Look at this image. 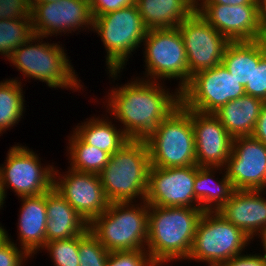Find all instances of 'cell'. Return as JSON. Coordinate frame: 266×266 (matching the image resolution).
<instances>
[{
    "label": "cell",
    "instance_id": "f546056e",
    "mask_svg": "<svg viewBox=\"0 0 266 266\" xmlns=\"http://www.w3.org/2000/svg\"><path fill=\"white\" fill-rule=\"evenodd\" d=\"M80 266H106L109 251L89 232L78 236Z\"/></svg>",
    "mask_w": 266,
    "mask_h": 266
},
{
    "label": "cell",
    "instance_id": "3957f363",
    "mask_svg": "<svg viewBox=\"0 0 266 266\" xmlns=\"http://www.w3.org/2000/svg\"><path fill=\"white\" fill-rule=\"evenodd\" d=\"M150 166L146 141L127 140L98 174L107 200L110 203L137 202L138 198L144 201Z\"/></svg>",
    "mask_w": 266,
    "mask_h": 266
},
{
    "label": "cell",
    "instance_id": "60d3db41",
    "mask_svg": "<svg viewBox=\"0 0 266 266\" xmlns=\"http://www.w3.org/2000/svg\"><path fill=\"white\" fill-rule=\"evenodd\" d=\"M185 1L189 3L197 11L202 6L205 0H185Z\"/></svg>",
    "mask_w": 266,
    "mask_h": 266
},
{
    "label": "cell",
    "instance_id": "d590c367",
    "mask_svg": "<svg viewBox=\"0 0 266 266\" xmlns=\"http://www.w3.org/2000/svg\"><path fill=\"white\" fill-rule=\"evenodd\" d=\"M89 3L92 17L95 18L123 7L132 6L136 4V0H91Z\"/></svg>",
    "mask_w": 266,
    "mask_h": 266
},
{
    "label": "cell",
    "instance_id": "e575fe53",
    "mask_svg": "<svg viewBox=\"0 0 266 266\" xmlns=\"http://www.w3.org/2000/svg\"><path fill=\"white\" fill-rule=\"evenodd\" d=\"M245 93L266 102V55L254 66L250 84H246Z\"/></svg>",
    "mask_w": 266,
    "mask_h": 266
},
{
    "label": "cell",
    "instance_id": "4316f807",
    "mask_svg": "<svg viewBox=\"0 0 266 266\" xmlns=\"http://www.w3.org/2000/svg\"><path fill=\"white\" fill-rule=\"evenodd\" d=\"M69 168L86 173L99 174L108 164L110 155L93 145L86 144L74 131L68 136Z\"/></svg>",
    "mask_w": 266,
    "mask_h": 266
},
{
    "label": "cell",
    "instance_id": "7bdbcfd3",
    "mask_svg": "<svg viewBox=\"0 0 266 266\" xmlns=\"http://www.w3.org/2000/svg\"><path fill=\"white\" fill-rule=\"evenodd\" d=\"M1 225V224H0ZM8 233L7 231L3 228V226H0V245L4 243L7 240Z\"/></svg>",
    "mask_w": 266,
    "mask_h": 266
},
{
    "label": "cell",
    "instance_id": "8fae6325",
    "mask_svg": "<svg viewBox=\"0 0 266 266\" xmlns=\"http://www.w3.org/2000/svg\"><path fill=\"white\" fill-rule=\"evenodd\" d=\"M39 156L20 144L12 146L4 165H0V181L4 198L7 188L18 197L42 195L53 188L54 166H41Z\"/></svg>",
    "mask_w": 266,
    "mask_h": 266
},
{
    "label": "cell",
    "instance_id": "cb8c5ba5",
    "mask_svg": "<svg viewBox=\"0 0 266 266\" xmlns=\"http://www.w3.org/2000/svg\"><path fill=\"white\" fill-rule=\"evenodd\" d=\"M217 170L222 171L225 169L222 167H201L196 165L194 194L200 209L204 212H217L235 191L231 181L227 178L226 172L223 173L224 175H222L223 177L220 180L213 177Z\"/></svg>",
    "mask_w": 266,
    "mask_h": 266
},
{
    "label": "cell",
    "instance_id": "9c48e42d",
    "mask_svg": "<svg viewBox=\"0 0 266 266\" xmlns=\"http://www.w3.org/2000/svg\"><path fill=\"white\" fill-rule=\"evenodd\" d=\"M143 46L145 80L161 82L167 78L177 79L180 80V91L188 83V64L184 41L178 27L149 30Z\"/></svg>",
    "mask_w": 266,
    "mask_h": 266
},
{
    "label": "cell",
    "instance_id": "277c9868",
    "mask_svg": "<svg viewBox=\"0 0 266 266\" xmlns=\"http://www.w3.org/2000/svg\"><path fill=\"white\" fill-rule=\"evenodd\" d=\"M111 202L89 224V232L109 251L146 250L149 205ZM136 204V205H135Z\"/></svg>",
    "mask_w": 266,
    "mask_h": 266
},
{
    "label": "cell",
    "instance_id": "ffe728a7",
    "mask_svg": "<svg viewBox=\"0 0 266 266\" xmlns=\"http://www.w3.org/2000/svg\"><path fill=\"white\" fill-rule=\"evenodd\" d=\"M19 198L22 201L17 225L19 247L33 257L46 243V193Z\"/></svg>",
    "mask_w": 266,
    "mask_h": 266
},
{
    "label": "cell",
    "instance_id": "8992f818",
    "mask_svg": "<svg viewBox=\"0 0 266 266\" xmlns=\"http://www.w3.org/2000/svg\"><path fill=\"white\" fill-rule=\"evenodd\" d=\"M96 32L106 50V68L109 76L118 78L126 62L144 41L149 29L139 14L136 4L93 18Z\"/></svg>",
    "mask_w": 266,
    "mask_h": 266
},
{
    "label": "cell",
    "instance_id": "d4e9b609",
    "mask_svg": "<svg viewBox=\"0 0 266 266\" xmlns=\"http://www.w3.org/2000/svg\"><path fill=\"white\" fill-rule=\"evenodd\" d=\"M136 5L149 30L178 27L196 11L185 0H136Z\"/></svg>",
    "mask_w": 266,
    "mask_h": 266
},
{
    "label": "cell",
    "instance_id": "f6af8a7d",
    "mask_svg": "<svg viewBox=\"0 0 266 266\" xmlns=\"http://www.w3.org/2000/svg\"><path fill=\"white\" fill-rule=\"evenodd\" d=\"M60 0H34L32 3H46V2H57Z\"/></svg>",
    "mask_w": 266,
    "mask_h": 266
},
{
    "label": "cell",
    "instance_id": "2e32d148",
    "mask_svg": "<svg viewBox=\"0 0 266 266\" xmlns=\"http://www.w3.org/2000/svg\"><path fill=\"white\" fill-rule=\"evenodd\" d=\"M197 11L230 42L266 38L260 18V5L202 4Z\"/></svg>",
    "mask_w": 266,
    "mask_h": 266
},
{
    "label": "cell",
    "instance_id": "ba28073f",
    "mask_svg": "<svg viewBox=\"0 0 266 266\" xmlns=\"http://www.w3.org/2000/svg\"><path fill=\"white\" fill-rule=\"evenodd\" d=\"M251 239L218 212H203L187 260L218 266L243 254Z\"/></svg>",
    "mask_w": 266,
    "mask_h": 266
},
{
    "label": "cell",
    "instance_id": "74e56055",
    "mask_svg": "<svg viewBox=\"0 0 266 266\" xmlns=\"http://www.w3.org/2000/svg\"><path fill=\"white\" fill-rule=\"evenodd\" d=\"M252 136L266 145V102L262 107Z\"/></svg>",
    "mask_w": 266,
    "mask_h": 266
},
{
    "label": "cell",
    "instance_id": "44dd1931",
    "mask_svg": "<svg viewBox=\"0 0 266 266\" xmlns=\"http://www.w3.org/2000/svg\"><path fill=\"white\" fill-rule=\"evenodd\" d=\"M46 211V242L80 236L88 230V223L54 188L46 192Z\"/></svg>",
    "mask_w": 266,
    "mask_h": 266
},
{
    "label": "cell",
    "instance_id": "7a4b0ae2",
    "mask_svg": "<svg viewBox=\"0 0 266 266\" xmlns=\"http://www.w3.org/2000/svg\"><path fill=\"white\" fill-rule=\"evenodd\" d=\"M203 212L192 207L149 206L146 250L157 266L187 260Z\"/></svg>",
    "mask_w": 266,
    "mask_h": 266
},
{
    "label": "cell",
    "instance_id": "ac0fdd59",
    "mask_svg": "<svg viewBox=\"0 0 266 266\" xmlns=\"http://www.w3.org/2000/svg\"><path fill=\"white\" fill-rule=\"evenodd\" d=\"M191 122L197 165L224 168L232 151L233 137L213 113L191 110Z\"/></svg>",
    "mask_w": 266,
    "mask_h": 266
},
{
    "label": "cell",
    "instance_id": "5bb4252c",
    "mask_svg": "<svg viewBox=\"0 0 266 266\" xmlns=\"http://www.w3.org/2000/svg\"><path fill=\"white\" fill-rule=\"evenodd\" d=\"M32 28L34 35L48 38L60 33L87 28L92 31L93 17L88 0H60L32 3ZM85 26V27H84Z\"/></svg>",
    "mask_w": 266,
    "mask_h": 266
},
{
    "label": "cell",
    "instance_id": "4dcf8cb0",
    "mask_svg": "<svg viewBox=\"0 0 266 266\" xmlns=\"http://www.w3.org/2000/svg\"><path fill=\"white\" fill-rule=\"evenodd\" d=\"M42 249L47 250L54 266H80L78 236L46 242Z\"/></svg>",
    "mask_w": 266,
    "mask_h": 266
},
{
    "label": "cell",
    "instance_id": "5b68a950",
    "mask_svg": "<svg viewBox=\"0 0 266 266\" xmlns=\"http://www.w3.org/2000/svg\"><path fill=\"white\" fill-rule=\"evenodd\" d=\"M43 39V36L33 35L14 50L7 60L25 78L40 80L51 88H70L68 90L74 91L83 88L62 44L44 43Z\"/></svg>",
    "mask_w": 266,
    "mask_h": 266
},
{
    "label": "cell",
    "instance_id": "7402d4cb",
    "mask_svg": "<svg viewBox=\"0 0 266 266\" xmlns=\"http://www.w3.org/2000/svg\"><path fill=\"white\" fill-rule=\"evenodd\" d=\"M264 104V100L245 94L229 101L213 114L233 138L252 136Z\"/></svg>",
    "mask_w": 266,
    "mask_h": 266
},
{
    "label": "cell",
    "instance_id": "d6a6232c",
    "mask_svg": "<svg viewBox=\"0 0 266 266\" xmlns=\"http://www.w3.org/2000/svg\"><path fill=\"white\" fill-rule=\"evenodd\" d=\"M31 0H0V20L31 18Z\"/></svg>",
    "mask_w": 266,
    "mask_h": 266
},
{
    "label": "cell",
    "instance_id": "f1b7e54d",
    "mask_svg": "<svg viewBox=\"0 0 266 266\" xmlns=\"http://www.w3.org/2000/svg\"><path fill=\"white\" fill-rule=\"evenodd\" d=\"M33 35L31 18L0 20V55L8 58Z\"/></svg>",
    "mask_w": 266,
    "mask_h": 266
},
{
    "label": "cell",
    "instance_id": "e0dca14e",
    "mask_svg": "<svg viewBox=\"0 0 266 266\" xmlns=\"http://www.w3.org/2000/svg\"><path fill=\"white\" fill-rule=\"evenodd\" d=\"M224 169L235 190H260L266 178V145L253 136L233 138Z\"/></svg>",
    "mask_w": 266,
    "mask_h": 266
},
{
    "label": "cell",
    "instance_id": "4fadbf2b",
    "mask_svg": "<svg viewBox=\"0 0 266 266\" xmlns=\"http://www.w3.org/2000/svg\"><path fill=\"white\" fill-rule=\"evenodd\" d=\"M195 177L196 165L178 168L150 166L145 202L158 207L200 208L194 194Z\"/></svg>",
    "mask_w": 266,
    "mask_h": 266
},
{
    "label": "cell",
    "instance_id": "83f0119b",
    "mask_svg": "<svg viewBox=\"0 0 266 266\" xmlns=\"http://www.w3.org/2000/svg\"><path fill=\"white\" fill-rule=\"evenodd\" d=\"M21 81L15 79L0 82V134L6 129L15 126L21 120L24 113L25 96L23 95ZM3 131V132H2ZM5 131V132H4ZM0 135V136H1Z\"/></svg>",
    "mask_w": 266,
    "mask_h": 266
},
{
    "label": "cell",
    "instance_id": "ab89813d",
    "mask_svg": "<svg viewBox=\"0 0 266 266\" xmlns=\"http://www.w3.org/2000/svg\"><path fill=\"white\" fill-rule=\"evenodd\" d=\"M260 18H261L263 30L266 34V0L260 1Z\"/></svg>",
    "mask_w": 266,
    "mask_h": 266
},
{
    "label": "cell",
    "instance_id": "836d02e7",
    "mask_svg": "<svg viewBox=\"0 0 266 266\" xmlns=\"http://www.w3.org/2000/svg\"><path fill=\"white\" fill-rule=\"evenodd\" d=\"M17 244L7 236V240L0 245V266H22L28 258H32Z\"/></svg>",
    "mask_w": 266,
    "mask_h": 266
},
{
    "label": "cell",
    "instance_id": "30bf717a",
    "mask_svg": "<svg viewBox=\"0 0 266 266\" xmlns=\"http://www.w3.org/2000/svg\"><path fill=\"white\" fill-rule=\"evenodd\" d=\"M245 94V87L240 85L223 64H219L190 77L189 82L180 90V104L202 113H214L229 101Z\"/></svg>",
    "mask_w": 266,
    "mask_h": 266
},
{
    "label": "cell",
    "instance_id": "603a6c76",
    "mask_svg": "<svg viewBox=\"0 0 266 266\" xmlns=\"http://www.w3.org/2000/svg\"><path fill=\"white\" fill-rule=\"evenodd\" d=\"M266 55V38L230 42L224 52L223 66L243 87L250 84L254 66Z\"/></svg>",
    "mask_w": 266,
    "mask_h": 266
},
{
    "label": "cell",
    "instance_id": "6da1fadb",
    "mask_svg": "<svg viewBox=\"0 0 266 266\" xmlns=\"http://www.w3.org/2000/svg\"><path fill=\"white\" fill-rule=\"evenodd\" d=\"M110 90L106 109L123 124L122 131L129 139L145 140L159 124L180 105V91L171 92L158 81L144 77Z\"/></svg>",
    "mask_w": 266,
    "mask_h": 266
},
{
    "label": "cell",
    "instance_id": "7c38bea8",
    "mask_svg": "<svg viewBox=\"0 0 266 266\" xmlns=\"http://www.w3.org/2000/svg\"><path fill=\"white\" fill-rule=\"evenodd\" d=\"M178 29L184 41L188 64V82L195 73L222 64L230 41L195 11Z\"/></svg>",
    "mask_w": 266,
    "mask_h": 266
},
{
    "label": "cell",
    "instance_id": "484cf974",
    "mask_svg": "<svg viewBox=\"0 0 266 266\" xmlns=\"http://www.w3.org/2000/svg\"><path fill=\"white\" fill-rule=\"evenodd\" d=\"M108 116L99 118L90 117L86 122L77 125L74 132L88 145L107 152L110 156L118 151L129 138L123 133L122 129H117Z\"/></svg>",
    "mask_w": 266,
    "mask_h": 266
},
{
    "label": "cell",
    "instance_id": "1f68e13d",
    "mask_svg": "<svg viewBox=\"0 0 266 266\" xmlns=\"http://www.w3.org/2000/svg\"><path fill=\"white\" fill-rule=\"evenodd\" d=\"M106 266H157L147 250L110 252Z\"/></svg>",
    "mask_w": 266,
    "mask_h": 266
},
{
    "label": "cell",
    "instance_id": "9a60e30c",
    "mask_svg": "<svg viewBox=\"0 0 266 266\" xmlns=\"http://www.w3.org/2000/svg\"><path fill=\"white\" fill-rule=\"evenodd\" d=\"M54 169L53 188L89 224L109 206L98 174L71 168L64 175Z\"/></svg>",
    "mask_w": 266,
    "mask_h": 266
},
{
    "label": "cell",
    "instance_id": "bcb514c9",
    "mask_svg": "<svg viewBox=\"0 0 266 266\" xmlns=\"http://www.w3.org/2000/svg\"><path fill=\"white\" fill-rule=\"evenodd\" d=\"M260 190L263 191L266 194V178H265V181L263 183V186L261 187Z\"/></svg>",
    "mask_w": 266,
    "mask_h": 266
},
{
    "label": "cell",
    "instance_id": "f35d334b",
    "mask_svg": "<svg viewBox=\"0 0 266 266\" xmlns=\"http://www.w3.org/2000/svg\"><path fill=\"white\" fill-rule=\"evenodd\" d=\"M203 4H222V5H260L257 0H205Z\"/></svg>",
    "mask_w": 266,
    "mask_h": 266
},
{
    "label": "cell",
    "instance_id": "8d00e7d4",
    "mask_svg": "<svg viewBox=\"0 0 266 266\" xmlns=\"http://www.w3.org/2000/svg\"><path fill=\"white\" fill-rule=\"evenodd\" d=\"M218 266H266V258L262 254H241Z\"/></svg>",
    "mask_w": 266,
    "mask_h": 266
},
{
    "label": "cell",
    "instance_id": "ee69618b",
    "mask_svg": "<svg viewBox=\"0 0 266 266\" xmlns=\"http://www.w3.org/2000/svg\"><path fill=\"white\" fill-rule=\"evenodd\" d=\"M5 201V198H4V195L2 193V189H1V181H0V209H2L3 205H4V202Z\"/></svg>",
    "mask_w": 266,
    "mask_h": 266
},
{
    "label": "cell",
    "instance_id": "b9f144b4",
    "mask_svg": "<svg viewBox=\"0 0 266 266\" xmlns=\"http://www.w3.org/2000/svg\"><path fill=\"white\" fill-rule=\"evenodd\" d=\"M258 238H261V243H263V249L262 250H264L263 251V256L266 258V228H265V230L259 235V237Z\"/></svg>",
    "mask_w": 266,
    "mask_h": 266
},
{
    "label": "cell",
    "instance_id": "d6986e66",
    "mask_svg": "<svg viewBox=\"0 0 266 266\" xmlns=\"http://www.w3.org/2000/svg\"><path fill=\"white\" fill-rule=\"evenodd\" d=\"M261 190H235L217 211L250 239L266 228V197Z\"/></svg>",
    "mask_w": 266,
    "mask_h": 266
},
{
    "label": "cell",
    "instance_id": "52a82bcc",
    "mask_svg": "<svg viewBox=\"0 0 266 266\" xmlns=\"http://www.w3.org/2000/svg\"><path fill=\"white\" fill-rule=\"evenodd\" d=\"M145 141L151 166L178 168L197 165L191 109L181 104Z\"/></svg>",
    "mask_w": 266,
    "mask_h": 266
}]
</instances>
